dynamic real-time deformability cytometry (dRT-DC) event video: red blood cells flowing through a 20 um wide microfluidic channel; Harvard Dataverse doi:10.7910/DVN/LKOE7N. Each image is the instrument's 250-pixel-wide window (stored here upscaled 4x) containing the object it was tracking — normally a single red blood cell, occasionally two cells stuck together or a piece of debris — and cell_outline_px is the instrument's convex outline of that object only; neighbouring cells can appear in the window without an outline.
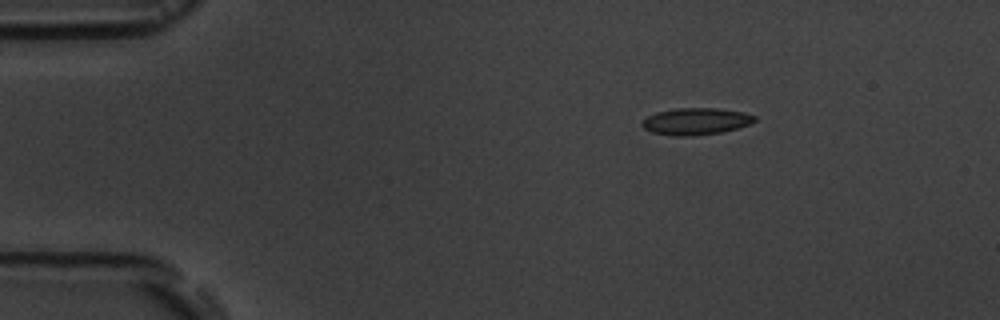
{"species": "common noctule bat (a hibernating species)", "species_latin": "Nyctalus noctula", "temperature_condition": "room temperature", "stored_images_in_passage": 3, "camera_frame_rate_fps": 3000, "um_per_image_px": 0.085, "animal": {"sex": "male", "body_mass_g": 19.5, "forearm_length_mm": 54.6}, "frame": {"image": 1, "passage_image": 1, "time_ms": 0.0, "image_size_px": [1000, 320], "cell_outline_px": [[756, 120], [748, 124], [736, 128], [720, 132], [692, 136], [672, 136], [652, 132], [644, 128], [640, 124], [648, 116], [656, 112], [676, 108], [716, 108], [744, 112], [756, 116]], "centroid_in_image_um": [59.13, 10.31], "position_along_channel_um": 25.9, "area_um2": 17.51}}